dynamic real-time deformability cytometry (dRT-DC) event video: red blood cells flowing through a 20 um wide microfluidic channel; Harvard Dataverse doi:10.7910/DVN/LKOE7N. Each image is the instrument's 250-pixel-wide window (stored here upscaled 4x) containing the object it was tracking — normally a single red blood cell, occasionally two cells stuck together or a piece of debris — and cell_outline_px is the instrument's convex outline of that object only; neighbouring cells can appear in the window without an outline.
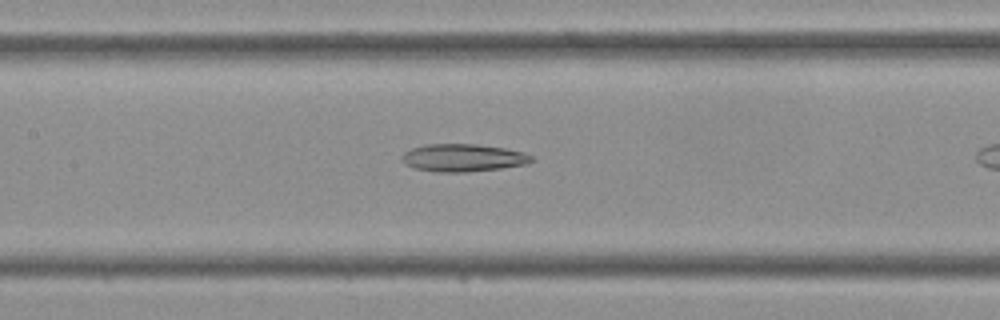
{"species": "Egyptian fruit bat (a non-hibernating species)", "species_latin": "Rousettus aegyptiacus", "temperature_condition": "cold", "stored_images_in_passage": 8, "camera_frame_rate_fps": 3000, "um_per_image_px": 0.085, "frame": {"image": 1, "passage_image": 7, "time_ms": 2.0, "image_size_px": [1000, 320], "cell_outline_px": [[536, 160], [528, 164], [500, 168], [468, 172], [436, 172], [416, 168], [404, 164], [400, 160], [400, 156], [404, 152], [412, 148], [424, 144], [476, 144], [504, 148], [524, 152], [532, 156]], "centroid_in_image_um": [39.35, 13.41], "position_along_channel_um": 168.0, "area_um2": 21.1}}